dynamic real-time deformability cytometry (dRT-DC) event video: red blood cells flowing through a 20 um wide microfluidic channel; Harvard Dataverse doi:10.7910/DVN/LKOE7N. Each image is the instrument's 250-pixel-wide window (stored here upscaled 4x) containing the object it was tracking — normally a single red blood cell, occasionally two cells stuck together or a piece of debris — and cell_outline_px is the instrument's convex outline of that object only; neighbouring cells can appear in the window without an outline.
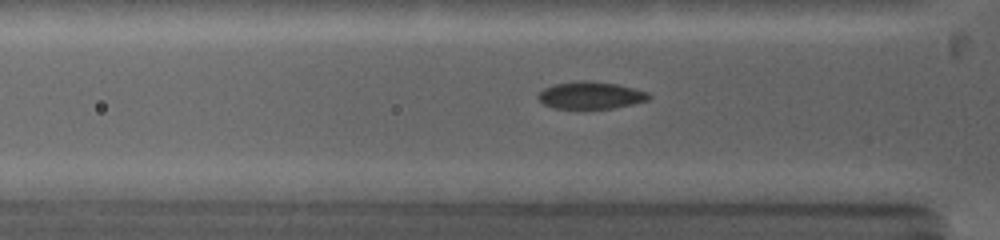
{"species": "common noctule bat (a hibernating species)", "species_latin": "Nyctalus noctula", "temperature_condition": "warm", "stored_images_in_passage": 22, "camera_frame_rate_fps": 5000, "um_per_image_px": 0.085, "animal": {"sex": "female", "body_mass_g": 19.0, "forearm_length_mm": 53.3}, "frame": {"image": 1, "passage_image": 6, "time_ms": 2.4, "image_size_px": [1000, 240], "cell_outline_px": [[652, 96], [648, 100], [632, 104], [612, 108], [556, 108], [544, 104], [536, 96], [544, 88], [552, 84], [580, 80], [592, 80], [616, 84], [636, 88], [648, 92]], "centroid_in_image_um": [50.22, 8.08], "position_along_channel_um": 75.6, "area_um2": 17.63}}
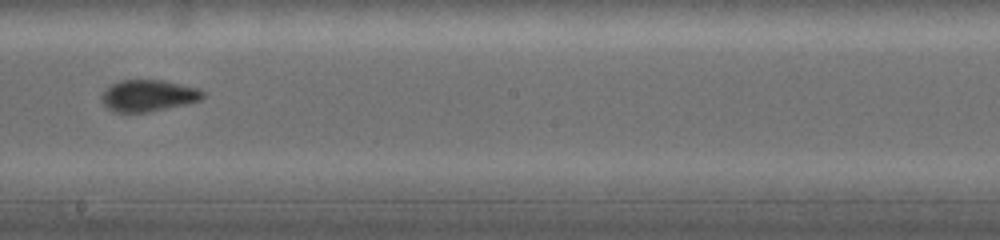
{"frame": {"image": 2, "passage_image": 17, "time_ms": 6.2, "image_size_px": [1000, 240], "cell_outline_px": [[204, 96], [200, 100], [184, 104], [148, 112], [112, 112], [100, 100], [100, 96], [104, 88], [120, 80], [164, 80], [200, 88], [204, 92]], "centroid_in_image_um": [12.57, 8.12], "position_along_channel_um": 235.6, "area_um2": 18.79}}
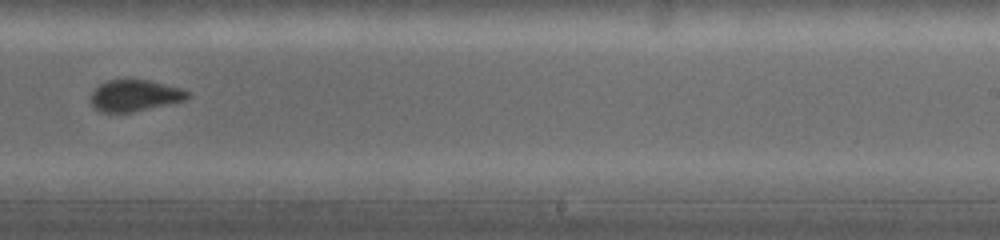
{"frame": {"image": 3, "passage_image": 20, "time_ms": 7.2, "image_size_px": [1000, 240], "cell_outline_px": [[192, 96], [184, 100], [168, 104], [132, 112], [100, 112], [88, 100], [88, 96], [100, 84], [108, 80], [148, 80], [184, 88], [192, 92]], "centroid_in_image_um": [11.48, 8.12], "position_along_channel_um": 277.5, "area_um2": 17.92}}